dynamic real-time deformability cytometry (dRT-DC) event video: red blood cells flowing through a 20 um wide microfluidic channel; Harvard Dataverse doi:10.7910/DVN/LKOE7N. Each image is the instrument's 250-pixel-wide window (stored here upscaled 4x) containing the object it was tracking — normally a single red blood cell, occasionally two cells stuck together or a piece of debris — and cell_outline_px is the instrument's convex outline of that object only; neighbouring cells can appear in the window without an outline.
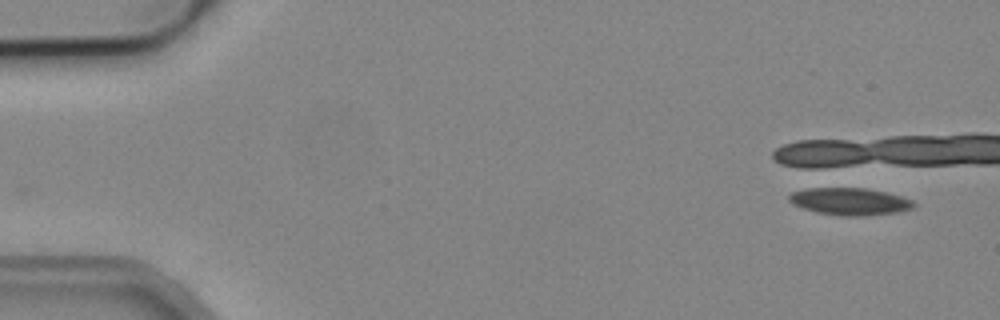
{"species": "common noctule bat (a hibernating species)", "species_latin": "Nyctalus noctula", "temperature_condition": "cold", "stored_images_in_passage": 6, "camera_frame_rate_fps": 3000, "um_per_image_px": 0.085, "animal": {"sex": "male", "body_mass_g": 19.2, "forearm_length_mm": 51.8}, "frame": {"image": 1, "passage_image": 1, "time_ms": 0.0, "image_size_px": [1000, 320], "cell_outline_px": [[916, 204], [912, 208], [896, 212], [864, 216], [840, 216], [816, 212], [792, 204], [788, 200], [788, 196], [792, 192], [816, 184], [820, 184], [864, 188], [884, 192], [900, 196], [912, 200]], "centroid_in_image_um": [72.11, 17.07], "position_along_channel_um": 12.9, "area_um2": 20.63}}